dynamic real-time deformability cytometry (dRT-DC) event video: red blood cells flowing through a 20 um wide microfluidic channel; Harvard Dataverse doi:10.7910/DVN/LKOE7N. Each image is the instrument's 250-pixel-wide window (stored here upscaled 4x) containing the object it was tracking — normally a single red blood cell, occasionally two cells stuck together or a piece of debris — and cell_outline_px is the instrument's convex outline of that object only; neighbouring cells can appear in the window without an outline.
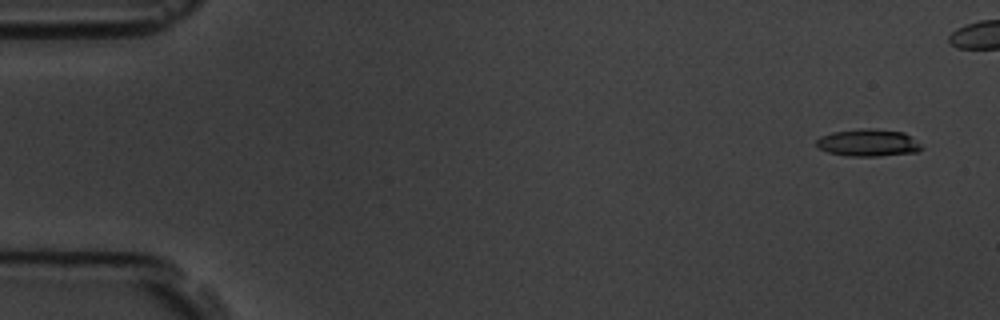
{"species": "common noctule bat (a hibernating species)", "species_latin": "Nyctalus noctula", "temperature_condition": "room temperature", "stored_images_in_passage": 47, "camera_frame_rate_fps": 3000, "um_per_image_px": 0.085, "animal": {"sex": "male", "body_mass_g": 19.5, "forearm_length_mm": 54.6}, "frame": {"image": 1, "passage_image": 3, "time_ms": 0.667, "image_size_px": [1000, 320], "cell_outline_px": [[924, 148], [916, 152], [880, 156], [848, 156], [828, 152], [816, 148], [816, 140], [820, 136], [832, 132], [860, 128], [876, 128], [904, 132], [920, 144]], "centroid_in_image_um": [73.76, 12.13], "position_along_channel_um": 11.2, "area_um2": 16.88}}
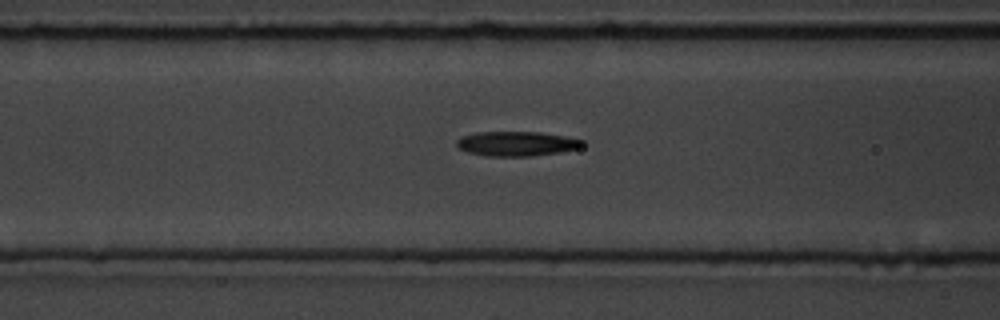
{"frame": {"image": 2, "passage_image": 23, "time_ms": 7.333, "image_size_px": [1000, 320], "cell_outline_px": [[584, 144], [580, 148], [560, 152], [532, 156], [488, 156], [468, 152], [460, 148], [456, 144], [456, 140], [460, 136], [476, 132], [540, 132], [564, 136], [584, 140]], "centroid_in_image_um": [43.91, 12.21], "position_along_channel_um": 122.7, "area_um2": 18.09}}
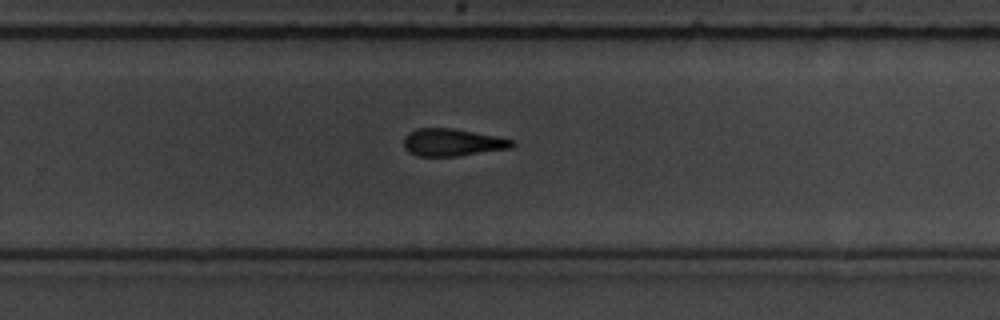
{"frame": {"image": 3, "passage_image": 37, "time_ms": 12.0, "image_size_px": [1000, 320], "cell_outline_px": [[516, 144], [512, 148], [456, 156], [416, 156], [408, 152], [404, 148], [404, 136], [408, 132], [416, 128], [452, 128], [496, 136], [512, 140]], "centroid_in_image_um": [38.41, 12.1], "position_along_channel_um": 291.4, "area_um2": 17.34}}